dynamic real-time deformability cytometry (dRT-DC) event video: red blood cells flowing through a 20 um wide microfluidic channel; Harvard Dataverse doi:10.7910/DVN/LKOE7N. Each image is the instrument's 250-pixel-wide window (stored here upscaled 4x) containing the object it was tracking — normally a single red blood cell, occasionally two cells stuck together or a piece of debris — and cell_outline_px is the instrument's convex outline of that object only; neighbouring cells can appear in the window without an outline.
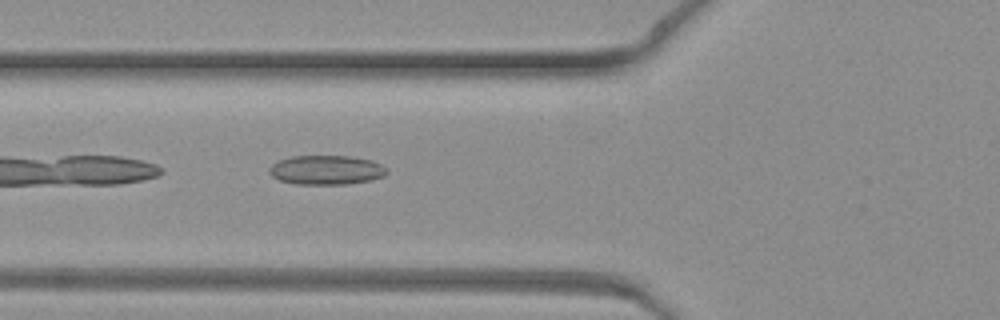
{"species": "common noctule bat (a hibernating species)", "species_latin": "Nyctalus noctula", "temperature_condition": "warm", "stored_images_in_passage": 34, "camera_frame_rate_fps": 3000, "um_per_image_px": 0.085, "animal": {"sex": "female", "body_mass_g": 19.3, "forearm_length_mm": 54.1}, "frame": {"image": 1, "passage_image": 4, "time_ms": 1.0, "image_size_px": [1000, 320], "cell_outline_px": [[388, 172], [384, 176], [372, 180], [348, 184], [296, 184], [280, 180], [272, 176], [268, 172], [268, 168], [272, 164], [280, 160], [292, 156], [352, 156], [372, 160], [380, 164]], "centroid_in_image_um": [27.73, 14.45], "position_along_channel_um": 98.1, "area_um2": 20.11}}
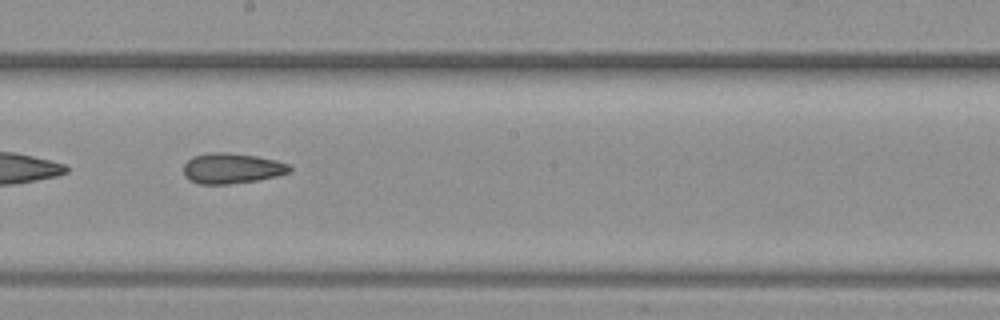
{"frame": {"image": 2, "passage_image": 13, "time_ms": 4.0, "image_size_px": [1000, 320], "cell_outline_px": [[292, 172], [276, 176], [256, 180], [228, 184], [200, 184], [188, 180], [184, 176], [184, 164], [192, 156], [208, 152], [224, 152], [256, 156], [276, 160], [288, 164], [292, 168]], "centroid_in_image_um": [19.69, 14.3], "position_along_channel_um": 228.5, "area_um2": 18.9}}
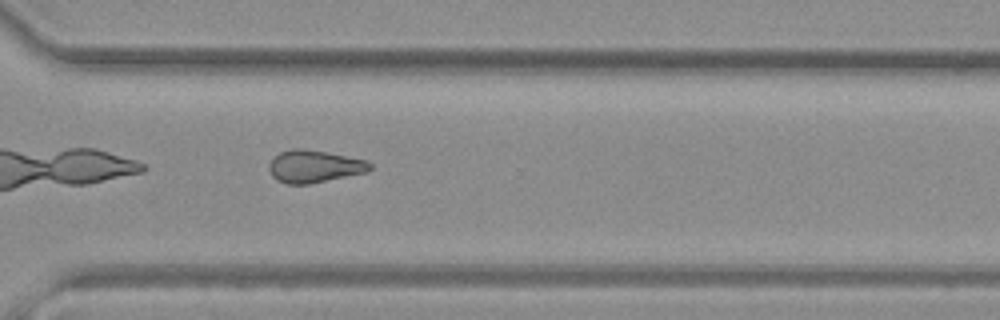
{"frame": {"image": 3, "passage_image": 21, "time_ms": 6.667, "image_size_px": [1000, 320], "cell_outline_px": [[372, 168], [368, 172], [308, 184], [284, 184], [276, 180], [272, 176], [268, 168], [268, 164], [280, 152], [292, 148], [304, 148], [364, 160], [372, 164]], "centroid_in_image_um": [26.67, 14.15], "position_along_channel_um": 343.9, "area_um2": 18.96}}